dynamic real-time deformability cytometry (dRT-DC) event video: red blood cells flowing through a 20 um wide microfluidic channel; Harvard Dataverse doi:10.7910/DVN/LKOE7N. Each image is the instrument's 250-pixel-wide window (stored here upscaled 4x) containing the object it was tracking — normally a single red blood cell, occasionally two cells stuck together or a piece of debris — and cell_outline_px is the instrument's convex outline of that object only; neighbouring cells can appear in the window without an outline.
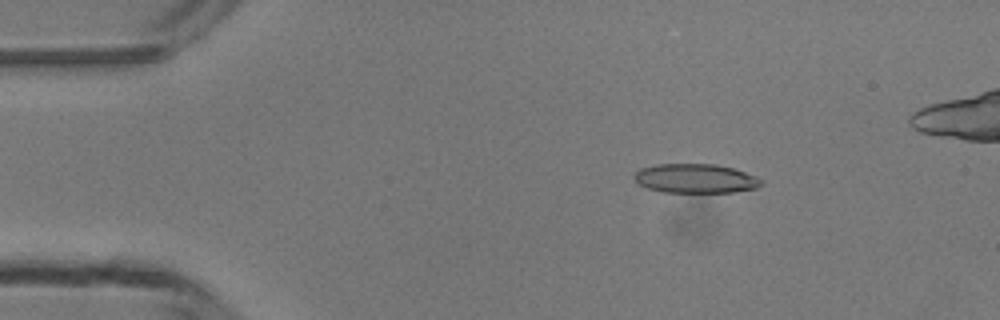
{"species": "common noctule bat (a hibernating species)", "species_latin": "Nyctalus noctula", "temperature_condition": "room temperature", "stored_images_in_passage": 6, "camera_frame_rate_fps": 3000, "um_per_image_px": 0.085, "animal": {"sex": "male", "body_mass_g": 13.3}, "frame": {"image": 1, "passage_image": 3, "time_ms": 2.333, "image_size_px": [1000, 320], "cell_outline_px": [[760, 184], [756, 188], [736, 192], [664, 192], [648, 188], [640, 184], [632, 176], [640, 168], [656, 164], [716, 164], [732, 168], [756, 176], [760, 180]], "centroid_in_image_um": [59.09, 15.17], "position_along_channel_um": 25.9, "area_um2": 21.44}}